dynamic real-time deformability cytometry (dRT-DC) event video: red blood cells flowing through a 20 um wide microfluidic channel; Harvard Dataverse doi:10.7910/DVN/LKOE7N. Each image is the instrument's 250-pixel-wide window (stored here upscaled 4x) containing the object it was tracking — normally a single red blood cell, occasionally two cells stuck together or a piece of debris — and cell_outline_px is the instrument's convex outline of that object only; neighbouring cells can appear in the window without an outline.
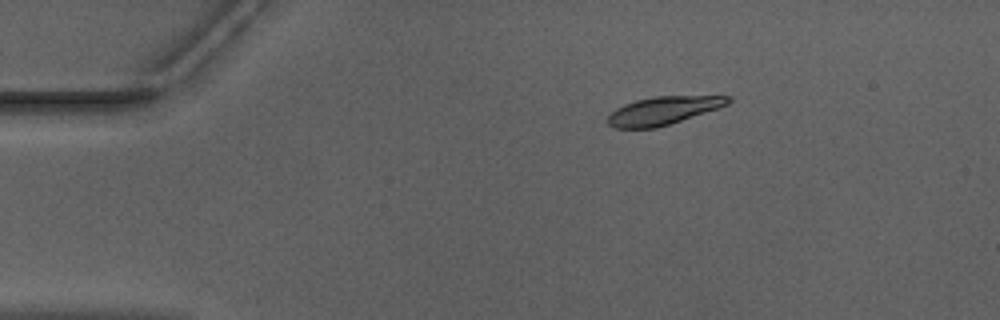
{"species": "Egyptian fruit bat (a non-hibernating species)", "species_latin": "Rousettus aegyptiacus", "temperature_condition": "warm", "stored_images_in_passage": 42, "camera_frame_rate_fps": 3000, "um_per_image_px": 0.085, "animal": {"sex": "male"}, "frame": {"image": 1, "passage_image": 3, "time_ms": 0.667, "image_size_px": [1000, 320], "cell_outline_px": [[732, 100], [728, 104], [720, 108], [656, 128], [616, 128], [608, 124], [608, 116], [616, 108], [624, 104], [636, 100], [652, 96], [732, 96]], "centroid_in_image_um": [56.39, 9.39], "position_along_channel_um": 28.6, "area_um2": 19.65}}
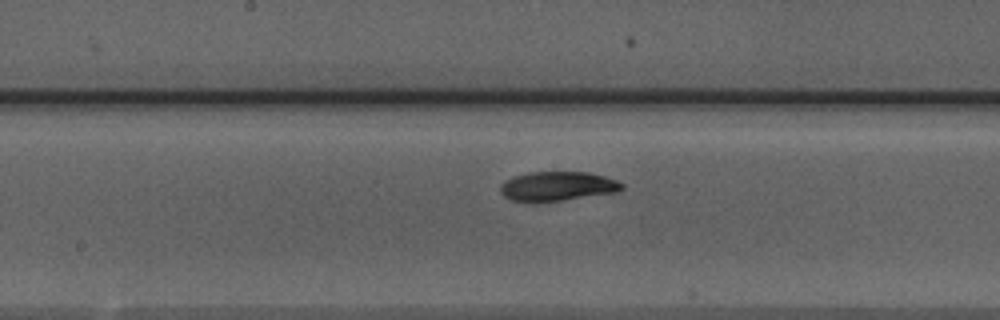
{"frame": {"image": 2, "passage_image": 21, "time_ms": 6.667, "image_size_px": [1000, 320], "cell_outline_px": [[624, 188], [616, 192], [560, 200], [512, 200], [504, 196], [500, 192], [500, 184], [504, 180], [512, 176], [528, 172], [588, 172], [604, 176], [616, 180], [624, 184]], "centroid_in_image_um": [47.37, 15.79], "position_along_channel_um": 200.8, "area_um2": 20.4}}
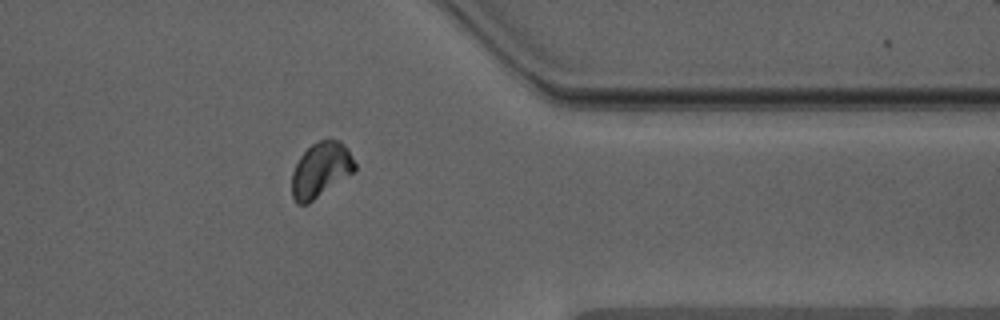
{"frame": {"image": 3, "passage_image": 36, "time_ms": 11.667, "image_size_px": [1000, 320], "cell_outline_px": [[356, 168], [352, 172], [308, 204], [296, 204], [292, 196], [292, 172], [300, 156], [312, 144], [320, 140], [340, 140], [348, 148], [356, 164]], "centroid_in_image_um": [27.25, 14.43], "position_along_channel_um": 384.2, "area_um2": 19.88}, "authors_computed_cell_mechanics": {"area_um2": 20.1433, "velocity_mm_per_s": 3.9255, "shape_relaxation_time_tau1_ms": 4.9356, "shape_relaxation_time_tau2_ms": null, "deformation_change_tau1": 0.1093, "deformation_change_tau2": null}}